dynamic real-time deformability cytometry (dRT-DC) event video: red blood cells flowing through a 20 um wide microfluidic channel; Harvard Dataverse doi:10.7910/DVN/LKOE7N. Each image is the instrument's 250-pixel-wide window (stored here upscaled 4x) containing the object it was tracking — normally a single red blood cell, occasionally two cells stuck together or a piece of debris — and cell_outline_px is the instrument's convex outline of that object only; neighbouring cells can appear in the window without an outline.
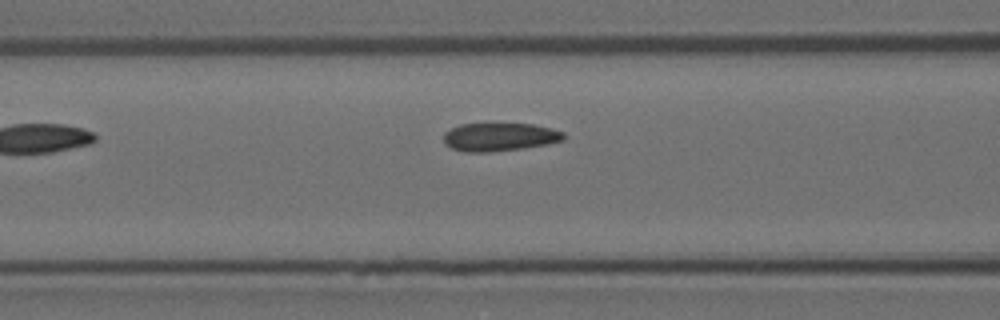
{"species": "Egyptian fruit bat (a non-hibernating species)", "species_latin": "Rousettus aegyptiacus", "temperature_condition": "room temperature", "stored_images_in_passage": 5, "camera_frame_rate_fps": 3000, "um_per_image_px": 0.085, "animal": {"sex": "female"}, "frame": {"image": 1, "passage_image": 5, "time_ms": 1.333, "image_size_px": [1000, 320], "cell_outline_px": [[568, 136], [564, 140], [548, 144], [524, 148], [488, 152], [464, 152], [452, 148], [444, 144], [444, 132], [460, 124], [532, 124], [552, 128], [564, 132]], "centroid_in_image_um": [42.5, 11.65], "position_along_channel_um": 124.1, "area_um2": 19.88}}